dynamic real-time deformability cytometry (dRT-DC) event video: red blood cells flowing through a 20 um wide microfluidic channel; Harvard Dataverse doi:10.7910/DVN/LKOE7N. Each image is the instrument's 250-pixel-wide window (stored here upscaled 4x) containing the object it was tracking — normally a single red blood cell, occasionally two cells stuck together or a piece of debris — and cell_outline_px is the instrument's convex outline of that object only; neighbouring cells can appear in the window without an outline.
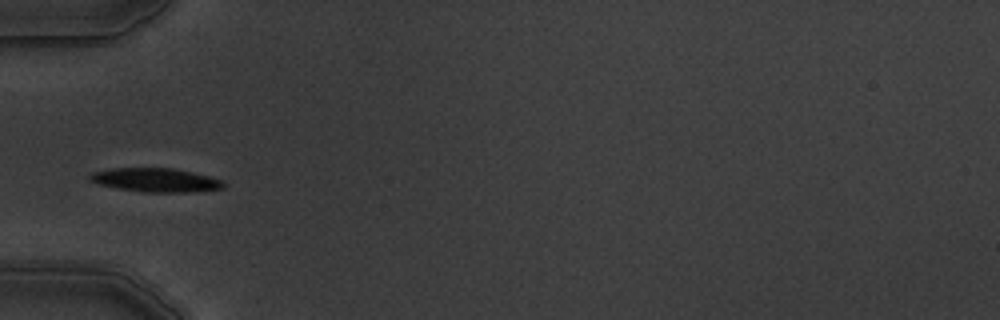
{"species": "common noctule bat (a hibernating species)", "species_latin": "Nyctalus noctula", "temperature_condition": "warm", "stored_images_in_passage": 4, "camera_frame_rate_fps": 3000, "um_per_image_px": 0.085, "animal": {"sex": "male", "body_mass_g": 19.5, "forearm_length_mm": 54.6}, "frame": {"image": 1, "passage_image": 4, "time_ms": 3.333, "image_size_px": [1000, 320], "cell_outline_px": [[224, 188], [192, 192], [144, 192], [96, 184], [88, 180], [88, 176], [92, 172], [112, 168], [172, 168], [192, 172], [208, 176], [220, 180], [224, 184]], "centroid_in_image_um": [13.18, 15.3], "position_along_channel_um": 71.8, "area_um2": 18.44}}